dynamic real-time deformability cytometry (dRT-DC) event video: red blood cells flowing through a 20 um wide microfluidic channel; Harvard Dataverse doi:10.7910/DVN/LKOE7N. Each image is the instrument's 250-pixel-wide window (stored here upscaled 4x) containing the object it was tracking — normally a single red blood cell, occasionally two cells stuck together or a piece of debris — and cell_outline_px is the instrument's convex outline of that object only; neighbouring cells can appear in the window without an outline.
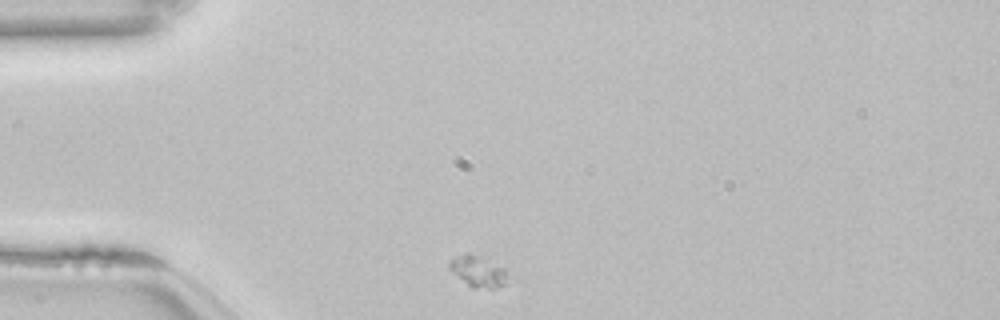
{"species": "common noctule bat (a hibernating species)", "species_latin": "Nyctalus noctula", "temperature_condition": "room temperature", "stored_images_in_passage": 43, "camera_frame_rate_fps": 3000, "um_per_image_px": 0.085, "animal": {"sex": "female", "body_mass_g": 22.7, "forearm_length_mm": 54.2}, "frame": {"image": 1, "passage_image": 1, "time_ms": 0.0, "image_size_px": [1000, 320], "cell_outline_px": [[504, 284], [496, 288], [472, 288], [448, 268], [448, 260], [452, 256], [464, 252], [468, 252], [488, 256], [504, 268]], "centroid_in_image_um": [40.56, 22.97], "position_along_channel_um": 44.4, "area_um2": 10.92}}
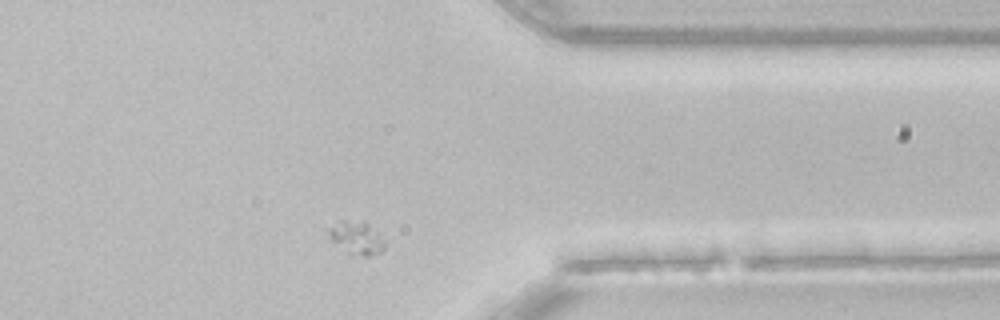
{"frame": {"image": 2, "passage_image": 32, "time_ms": 10.333, "image_size_px": [1000, 320], "cell_outline_px": [[384, 248], [380, 252], [372, 256], [364, 256], [348, 252], [332, 240], [328, 232], [328, 228], [340, 220], [364, 220], [384, 240]], "centroid_in_image_um": [30.31, 20.19], "position_along_channel_um": 381.1, "area_um2": 10.52}}
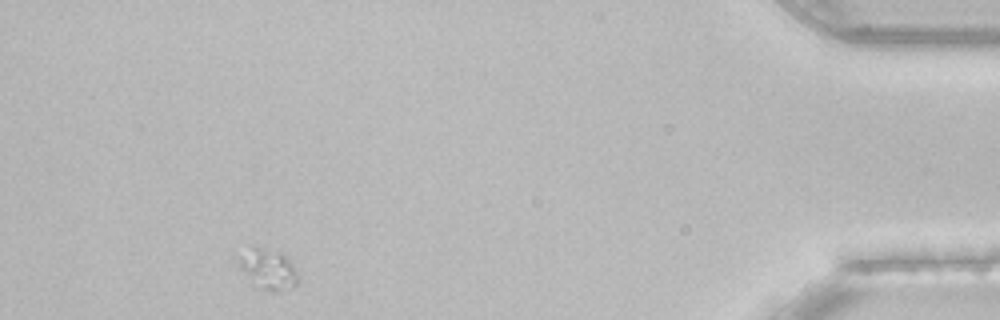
{"frame": {"image": 3, "passage_image": 39, "time_ms": 12.667, "image_size_px": [1000, 320], "cell_outline_px": [[296, 284], [292, 288], [276, 292], [268, 292], [252, 284], [240, 268], [240, 256], [252, 244], [268, 248], [280, 252], [296, 268]], "centroid_in_image_um": [22.77, 22.87], "position_along_channel_um": 412.4, "area_um2": 14.05}}